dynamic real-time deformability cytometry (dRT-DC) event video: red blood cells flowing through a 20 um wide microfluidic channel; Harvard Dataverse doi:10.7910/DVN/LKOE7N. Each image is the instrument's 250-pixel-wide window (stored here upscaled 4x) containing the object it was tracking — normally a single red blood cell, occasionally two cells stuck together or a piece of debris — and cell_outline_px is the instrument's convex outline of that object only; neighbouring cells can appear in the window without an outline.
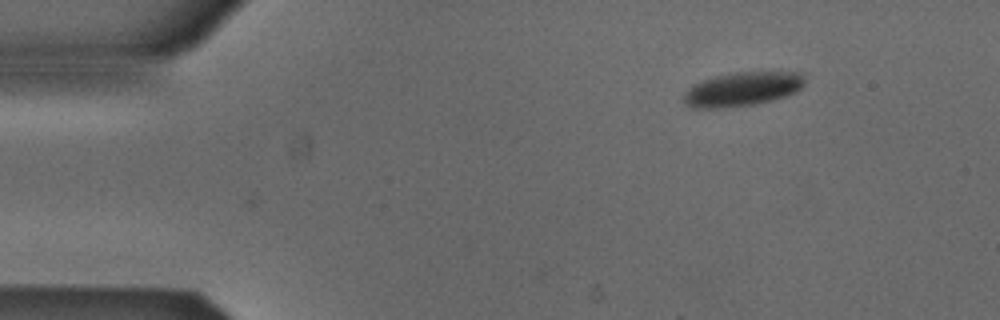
{"species": "Egyptian fruit bat (a non-hibernating species)", "species_latin": "Rousettus aegyptiacus", "temperature_condition": "cold", "stored_images_in_passage": 2, "camera_frame_rate_fps": 3000, "um_per_image_px": 0.085, "animal": {"sex": "male"}, "frame": {"image": 1, "passage_image": 2, "time_ms": 0.333, "image_size_px": [1000, 320], "cell_outline_px": [[804, 84], [796, 92], [784, 96], [752, 104], [720, 108], [688, 108], [684, 104], [680, 96], [692, 84], [716, 76], [736, 72], [800, 72], [804, 76]], "centroid_in_image_um": [63.02, 7.57], "position_along_channel_um": 22.0, "area_um2": 23.99}}